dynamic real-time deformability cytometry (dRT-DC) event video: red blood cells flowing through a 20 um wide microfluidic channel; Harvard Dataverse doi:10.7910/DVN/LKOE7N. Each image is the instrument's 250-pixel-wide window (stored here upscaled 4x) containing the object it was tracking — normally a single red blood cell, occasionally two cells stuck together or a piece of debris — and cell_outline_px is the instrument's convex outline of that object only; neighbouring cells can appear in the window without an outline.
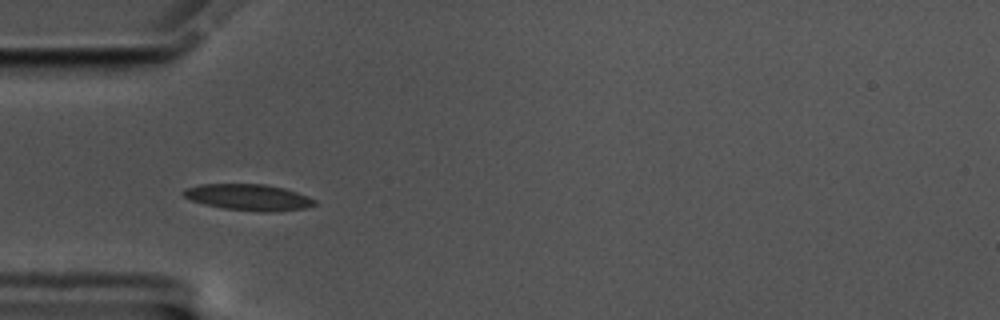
{"species": "common noctule bat (a hibernating species)", "species_latin": "Nyctalus noctula", "temperature_condition": "cold", "stored_images_in_passage": 41, "camera_frame_rate_fps": 3000, "um_per_image_px": 0.085, "animal": {"sex": "male", "body_mass_g": 17.5, "forearm_length_mm": 52.3}, "frame": {"image": 1, "passage_image": 1, "time_ms": 0.0, "image_size_px": [1000, 320], "cell_outline_px": [[316, 204], [304, 208], [268, 212], [260, 212], [224, 208], [204, 204], [192, 200], [184, 196], [184, 192], [188, 188], [200, 184], [264, 184], [284, 188], [308, 196], [316, 200]], "centroid_in_image_um": [21.16, 16.77], "position_along_channel_um": 63.8, "area_um2": 19.77}}
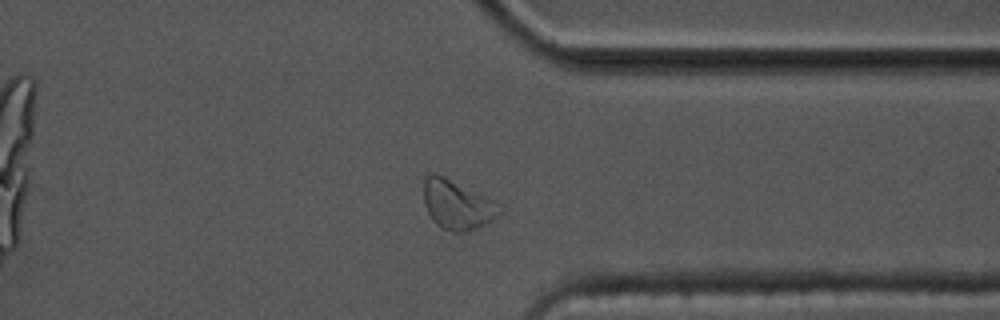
{"frame": {"image": 2, "passage_image": 28, "time_ms": 9.0, "image_size_px": [1000, 320], "cell_outline_px": [[504, 212], [492, 220], [476, 228], [464, 232], [452, 232], [436, 224], [432, 220], [424, 204], [424, 176], [432, 172], [444, 176], [496, 200], [504, 208]], "centroid_in_image_um": [38.9, 17.38], "position_along_channel_um": 372.5, "area_um2": 22.14}}
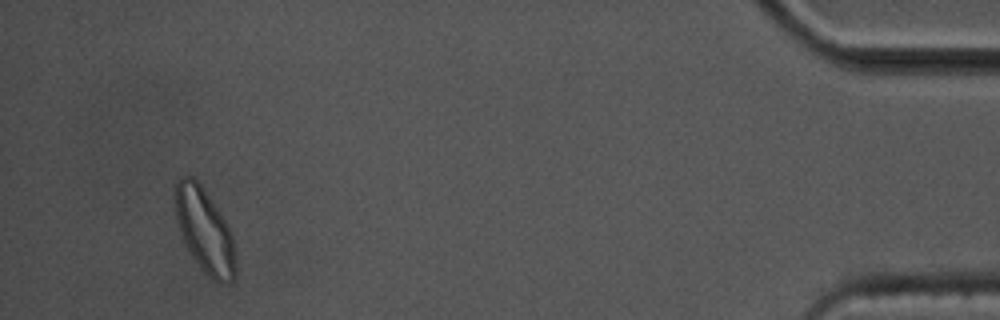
{"frame": {"image": 3, "passage_image": 38, "time_ms": 12.333, "image_size_px": [1000, 320], "cell_outline_px": [[236, 276], [232, 280], [212, 280], [200, 268], [192, 256], [184, 240], [176, 220], [176, 180], [180, 176], [192, 176], [200, 184], [228, 224], [232, 236], [236, 264]], "centroid_in_image_um": [17.4, 19.59], "position_along_channel_um": 417.8, "area_um2": 29.07}, "authors_computed_cell_mechanics": {"area_um2": 19.3052, "velocity_mm_per_s": 3.4735, "shape_relaxation_time_tau1_ms": 3.8298, "shape_relaxation_time_tau2_ms": 1.468, "deformation_change_tau1": 0.1099, "deformation_change_tau2": 0.0752}}